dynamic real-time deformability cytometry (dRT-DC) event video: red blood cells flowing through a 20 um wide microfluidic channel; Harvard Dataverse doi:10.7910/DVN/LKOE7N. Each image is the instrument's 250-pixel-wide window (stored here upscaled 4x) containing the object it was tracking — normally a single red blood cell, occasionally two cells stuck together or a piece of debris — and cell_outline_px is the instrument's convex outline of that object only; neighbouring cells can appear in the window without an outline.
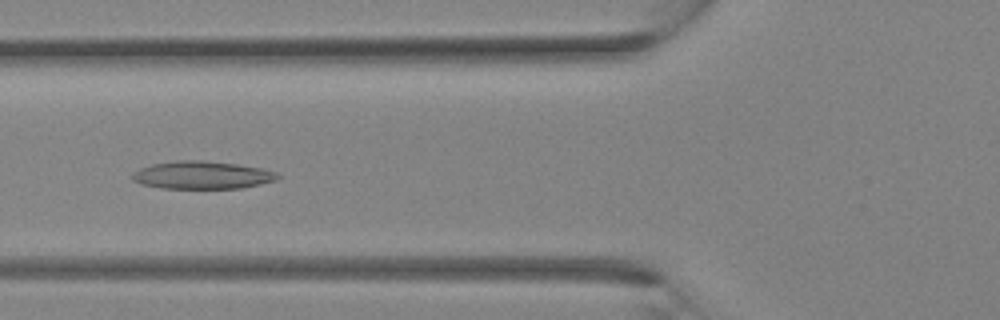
{"species": "Egyptian fruit bat (a non-hibernating species)", "species_latin": "Rousettus aegyptiacus", "temperature_condition": "room temperature", "stored_images_in_passage": 27, "camera_frame_rate_fps": 3000, "um_per_image_px": 0.085, "animal": {"sex": "female"}, "frame": {"image": 1, "passage_image": 8, "time_ms": 2.333, "image_size_px": [1000, 320], "cell_outline_px": [[280, 176], [276, 180], [260, 184], [240, 188], [160, 188], [140, 184], [132, 180], [132, 172], [140, 168], [152, 164], [176, 160], [200, 160], [236, 164], [264, 168], [276, 172]], "centroid_in_image_um": [17.16, 14.88], "position_along_channel_um": 108.6, "area_um2": 23.58}}
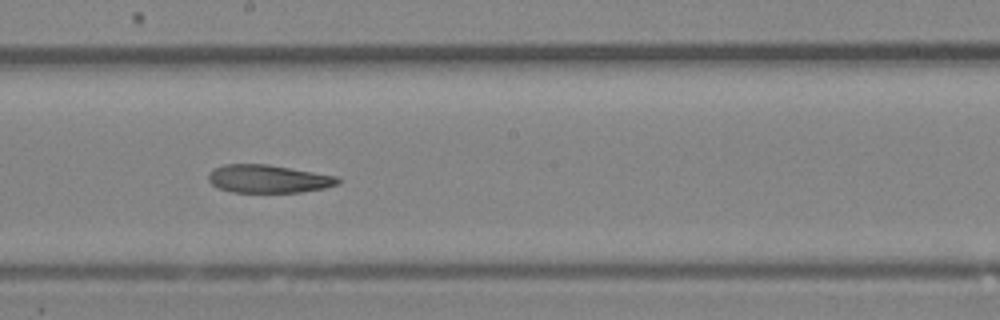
{"frame": {"image": 2, "passage_image": 14, "time_ms": 4.333, "image_size_px": [1000, 320], "cell_outline_px": [[340, 180], [336, 184], [324, 188], [300, 192], [232, 192], [216, 188], [208, 180], [208, 172], [224, 164], [268, 164], [340, 176]], "centroid_in_image_um": [22.79, 15.2], "position_along_channel_um": 225.4, "area_um2": 21.27}}
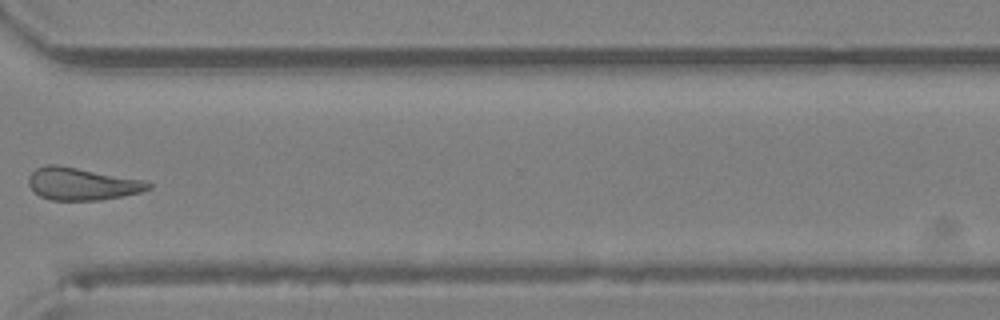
{"frame": {"image": 3, "passage_image": 21, "time_ms": 6.667, "image_size_px": [1000, 320], "cell_outline_px": [[152, 188], [140, 192], [100, 200], [52, 200], [40, 196], [32, 192], [28, 184], [28, 176], [36, 168], [48, 164], [56, 164], [144, 180], [152, 184]], "centroid_in_image_um": [6.92, 15.63], "position_along_channel_um": 363.7, "area_um2": 22.6}}